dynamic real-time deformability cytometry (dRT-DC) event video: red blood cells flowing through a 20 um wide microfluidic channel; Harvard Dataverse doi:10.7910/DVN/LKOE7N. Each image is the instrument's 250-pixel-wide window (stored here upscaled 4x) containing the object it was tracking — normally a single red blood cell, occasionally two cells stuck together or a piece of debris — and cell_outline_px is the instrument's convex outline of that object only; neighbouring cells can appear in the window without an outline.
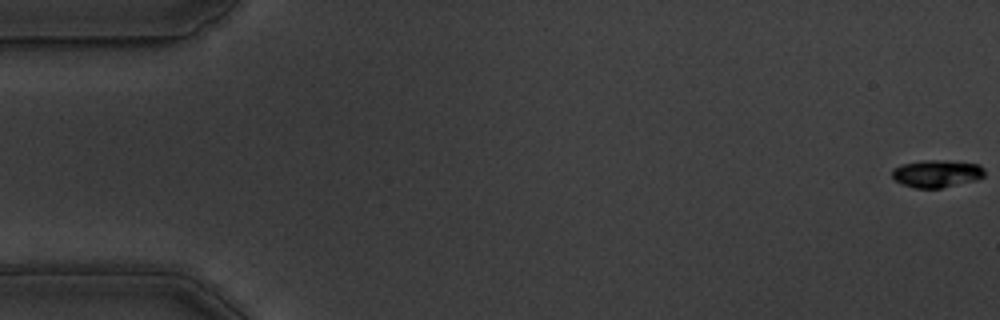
{"species": "common noctule bat (a hibernating species)", "species_latin": "Nyctalus noctula", "temperature_condition": "warm", "stored_images_in_passage": 27, "camera_frame_rate_fps": 3000, "um_per_image_px": 0.085, "animal": {"sex": "male", "body_mass_g": 19.5, "forearm_length_mm": 54.6}, "frame": {"image": 1, "passage_image": 1, "time_ms": 0.0, "image_size_px": [1000, 320], "cell_outline_px": [[984, 176], [976, 180], [940, 188], [916, 188], [900, 184], [892, 176], [892, 168], [900, 164], [920, 160], [948, 160], [980, 164], [984, 168]], "centroid_in_image_um": [79.6, 14.74], "position_along_channel_um": 5.4, "area_um2": 15.03}}
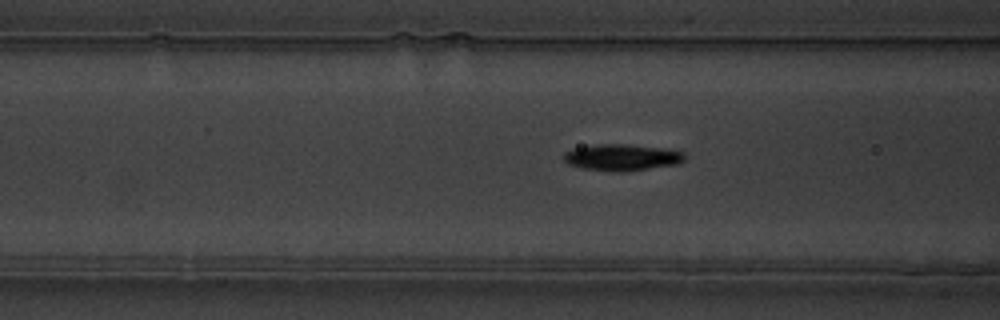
{"frame": {"image": 2, "passage_image": 22, "time_ms": 7.0, "image_size_px": [1000, 320], "cell_outline_px": [[684, 160], [680, 164], [624, 172], [612, 172], [580, 168], [568, 164], [564, 160], [564, 152], [576, 148], [596, 144], [628, 144], [668, 148], [684, 152]], "centroid_in_image_um": [52.89, 13.38], "position_along_channel_um": 113.7, "area_um2": 19.02}}
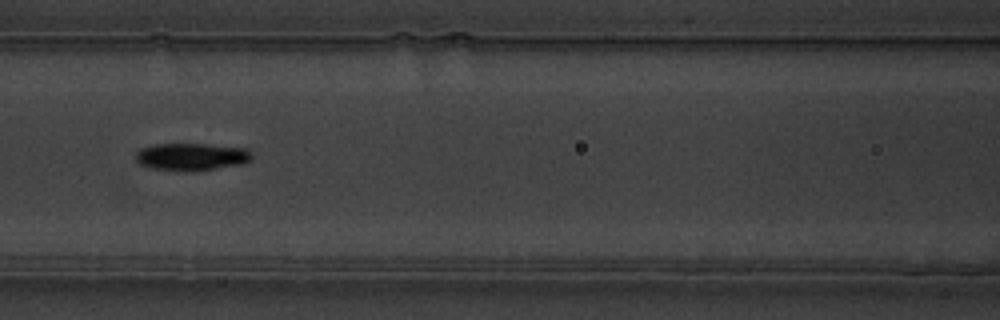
{"frame": {"image": 3, "passage_image": 25, "time_ms": 8.0, "image_size_px": [1000, 320], "cell_outline_px": [[252, 156], [244, 164], [188, 172], [148, 168], [140, 164], [136, 160], [136, 152], [140, 148], [152, 144], [208, 144], [248, 148], [252, 152]], "centroid_in_image_um": [16.26, 13.32], "position_along_channel_um": 150.3, "area_um2": 18.84}}